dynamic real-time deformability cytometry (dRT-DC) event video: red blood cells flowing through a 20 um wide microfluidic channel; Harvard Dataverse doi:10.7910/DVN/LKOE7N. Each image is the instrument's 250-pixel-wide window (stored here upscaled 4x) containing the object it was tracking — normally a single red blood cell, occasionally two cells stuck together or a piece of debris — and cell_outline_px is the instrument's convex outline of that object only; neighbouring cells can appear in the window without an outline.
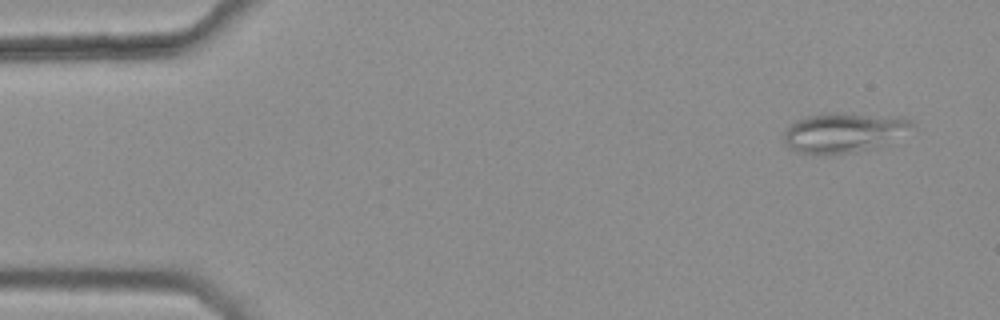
{"species": "common noctule bat (a hibernating species)", "species_latin": "Nyctalus noctula", "temperature_condition": "warm", "stored_images_in_passage": 3, "camera_frame_rate_fps": 3000, "um_per_image_px": 0.085, "animal": {"sex": "female", "body_mass_g": 25.1}, "frame": {"image": 1, "passage_image": 1, "time_ms": 0.0, "image_size_px": [1000, 320], "cell_outline_px": [[912, 124], [880, 144], [872, 148], [832, 156], [820, 156], [800, 152], [788, 148], [784, 140], [784, 132], [796, 120], [804, 116], [824, 112], [844, 112], [900, 116], [912, 120]], "centroid_in_image_um": [71.56, 11.25], "position_along_channel_um": 13.4, "area_um2": 29.54}}